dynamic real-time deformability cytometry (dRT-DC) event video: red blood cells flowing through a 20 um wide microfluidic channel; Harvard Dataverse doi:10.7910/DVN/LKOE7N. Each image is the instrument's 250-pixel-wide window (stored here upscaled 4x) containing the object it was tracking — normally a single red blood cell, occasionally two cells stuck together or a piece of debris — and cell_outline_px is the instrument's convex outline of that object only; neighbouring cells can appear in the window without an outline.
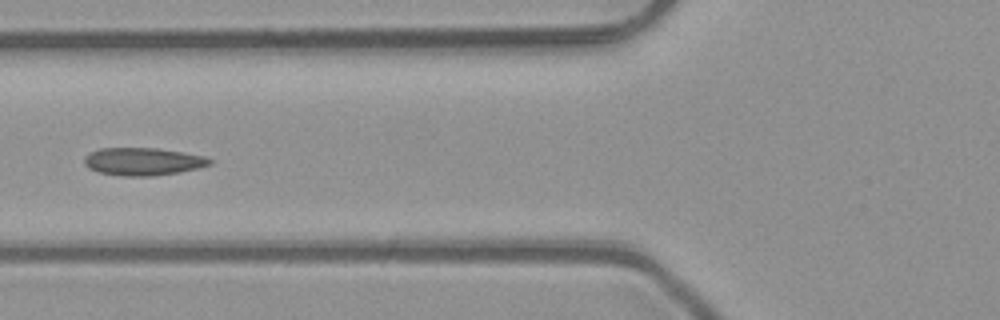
{"species": "common noctule bat (a hibernating species)", "species_latin": "Nyctalus noctula", "temperature_condition": "room temperature", "stored_images_in_passage": 12, "camera_frame_rate_fps": 3000, "um_per_image_px": 0.085, "animal": {"sex": "male", "body_mass_g": 23.1, "forearm_length_mm": 52.7}, "frame": {"image": 1, "passage_image": 6, "time_ms": 1.667, "image_size_px": [1000, 320], "cell_outline_px": [[212, 164], [200, 168], [180, 172], [152, 176], [120, 176], [96, 172], [88, 168], [84, 164], [84, 156], [100, 148], [156, 148], [204, 156], [212, 160]], "centroid_in_image_um": [12.13, 13.74], "position_along_channel_um": 113.7, "area_um2": 20.35}}